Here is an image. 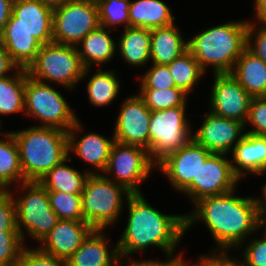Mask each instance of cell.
<instances>
[{"instance_id": "26", "label": "cell", "mask_w": 266, "mask_h": 266, "mask_svg": "<svg viewBox=\"0 0 266 266\" xmlns=\"http://www.w3.org/2000/svg\"><path fill=\"white\" fill-rule=\"evenodd\" d=\"M230 74L252 97H266V63L247 48L236 60Z\"/></svg>"}, {"instance_id": "48", "label": "cell", "mask_w": 266, "mask_h": 266, "mask_svg": "<svg viewBox=\"0 0 266 266\" xmlns=\"http://www.w3.org/2000/svg\"><path fill=\"white\" fill-rule=\"evenodd\" d=\"M130 260V261H129ZM116 266H155V259H123L120 258Z\"/></svg>"}, {"instance_id": "9", "label": "cell", "mask_w": 266, "mask_h": 266, "mask_svg": "<svg viewBox=\"0 0 266 266\" xmlns=\"http://www.w3.org/2000/svg\"><path fill=\"white\" fill-rule=\"evenodd\" d=\"M187 107L151 111L148 152L156 166L192 139L193 127L187 117Z\"/></svg>"}, {"instance_id": "46", "label": "cell", "mask_w": 266, "mask_h": 266, "mask_svg": "<svg viewBox=\"0 0 266 266\" xmlns=\"http://www.w3.org/2000/svg\"><path fill=\"white\" fill-rule=\"evenodd\" d=\"M253 9L255 10L253 13V20L251 21L248 18V21L251 23H255L258 25L266 26V0H254ZM255 18V19H254Z\"/></svg>"}, {"instance_id": "30", "label": "cell", "mask_w": 266, "mask_h": 266, "mask_svg": "<svg viewBox=\"0 0 266 266\" xmlns=\"http://www.w3.org/2000/svg\"><path fill=\"white\" fill-rule=\"evenodd\" d=\"M0 137V190H10L25 182L20 165L19 148L13 133L4 131Z\"/></svg>"}, {"instance_id": "34", "label": "cell", "mask_w": 266, "mask_h": 266, "mask_svg": "<svg viewBox=\"0 0 266 266\" xmlns=\"http://www.w3.org/2000/svg\"><path fill=\"white\" fill-rule=\"evenodd\" d=\"M98 6L100 25L117 31L129 27L130 0H95Z\"/></svg>"}, {"instance_id": "24", "label": "cell", "mask_w": 266, "mask_h": 266, "mask_svg": "<svg viewBox=\"0 0 266 266\" xmlns=\"http://www.w3.org/2000/svg\"><path fill=\"white\" fill-rule=\"evenodd\" d=\"M175 23L151 29L150 63L168 65L188 50V38Z\"/></svg>"}, {"instance_id": "49", "label": "cell", "mask_w": 266, "mask_h": 266, "mask_svg": "<svg viewBox=\"0 0 266 266\" xmlns=\"http://www.w3.org/2000/svg\"><path fill=\"white\" fill-rule=\"evenodd\" d=\"M266 171L262 173V176H265ZM262 191H261V197L258 196L259 198V206H260V210H266V182L264 183V185H262Z\"/></svg>"}, {"instance_id": "39", "label": "cell", "mask_w": 266, "mask_h": 266, "mask_svg": "<svg viewBox=\"0 0 266 266\" xmlns=\"http://www.w3.org/2000/svg\"><path fill=\"white\" fill-rule=\"evenodd\" d=\"M245 132L266 136V97L251 98L249 114L245 123Z\"/></svg>"}, {"instance_id": "3", "label": "cell", "mask_w": 266, "mask_h": 266, "mask_svg": "<svg viewBox=\"0 0 266 266\" xmlns=\"http://www.w3.org/2000/svg\"><path fill=\"white\" fill-rule=\"evenodd\" d=\"M247 29V19L207 27L188 39V50L206 74L210 67L213 74L230 73L246 49Z\"/></svg>"}, {"instance_id": "41", "label": "cell", "mask_w": 266, "mask_h": 266, "mask_svg": "<svg viewBox=\"0 0 266 266\" xmlns=\"http://www.w3.org/2000/svg\"><path fill=\"white\" fill-rule=\"evenodd\" d=\"M2 232H19L16 206L9 190H0V234Z\"/></svg>"}, {"instance_id": "5", "label": "cell", "mask_w": 266, "mask_h": 266, "mask_svg": "<svg viewBox=\"0 0 266 266\" xmlns=\"http://www.w3.org/2000/svg\"><path fill=\"white\" fill-rule=\"evenodd\" d=\"M9 191L15 202L17 229L24 245L27 238L39 244L59 221L47 190L38 181H26Z\"/></svg>"}, {"instance_id": "21", "label": "cell", "mask_w": 266, "mask_h": 266, "mask_svg": "<svg viewBox=\"0 0 266 266\" xmlns=\"http://www.w3.org/2000/svg\"><path fill=\"white\" fill-rule=\"evenodd\" d=\"M229 155L233 172L240 180L249 174L261 176L266 171V136L245 132Z\"/></svg>"}, {"instance_id": "47", "label": "cell", "mask_w": 266, "mask_h": 266, "mask_svg": "<svg viewBox=\"0 0 266 266\" xmlns=\"http://www.w3.org/2000/svg\"><path fill=\"white\" fill-rule=\"evenodd\" d=\"M13 0H0V34L12 14Z\"/></svg>"}, {"instance_id": "31", "label": "cell", "mask_w": 266, "mask_h": 266, "mask_svg": "<svg viewBox=\"0 0 266 266\" xmlns=\"http://www.w3.org/2000/svg\"><path fill=\"white\" fill-rule=\"evenodd\" d=\"M27 70L19 68L14 74L0 78V118L12 114L24 115V91ZM2 124V120L0 119Z\"/></svg>"}, {"instance_id": "19", "label": "cell", "mask_w": 266, "mask_h": 266, "mask_svg": "<svg viewBox=\"0 0 266 266\" xmlns=\"http://www.w3.org/2000/svg\"><path fill=\"white\" fill-rule=\"evenodd\" d=\"M94 228L85 221L59 220L37 245L54 257L68 259Z\"/></svg>"}, {"instance_id": "45", "label": "cell", "mask_w": 266, "mask_h": 266, "mask_svg": "<svg viewBox=\"0 0 266 266\" xmlns=\"http://www.w3.org/2000/svg\"><path fill=\"white\" fill-rule=\"evenodd\" d=\"M184 251L178 255L166 257V260H155V266H196V261H188L184 257Z\"/></svg>"}, {"instance_id": "36", "label": "cell", "mask_w": 266, "mask_h": 266, "mask_svg": "<svg viewBox=\"0 0 266 266\" xmlns=\"http://www.w3.org/2000/svg\"><path fill=\"white\" fill-rule=\"evenodd\" d=\"M260 231L263 232V236L261 233V237H257ZM255 234L256 237L251 235L249 240L247 239L235 251L240 252L247 266H266V231L260 228Z\"/></svg>"}, {"instance_id": "23", "label": "cell", "mask_w": 266, "mask_h": 266, "mask_svg": "<svg viewBox=\"0 0 266 266\" xmlns=\"http://www.w3.org/2000/svg\"><path fill=\"white\" fill-rule=\"evenodd\" d=\"M92 70V71H91ZM93 68L84 69L81 82L86 80V94L88 103L93 107L108 108L109 105L117 101L121 92V81L118 73L113 68L93 71ZM116 100V101H115Z\"/></svg>"}, {"instance_id": "43", "label": "cell", "mask_w": 266, "mask_h": 266, "mask_svg": "<svg viewBox=\"0 0 266 266\" xmlns=\"http://www.w3.org/2000/svg\"><path fill=\"white\" fill-rule=\"evenodd\" d=\"M246 48L266 63V26L248 21Z\"/></svg>"}, {"instance_id": "7", "label": "cell", "mask_w": 266, "mask_h": 266, "mask_svg": "<svg viewBox=\"0 0 266 266\" xmlns=\"http://www.w3.org/2000/svg\"><path fill=\"white\" fill-rule=\"evenodd\" d=\"M84 69L76 46L50 42L41 46L26 70L37 81L72 91L81 82Z\"/></svg>"}, {"instance_id": "22", "label": "cell", "mask_w": 266, "mask_h": 266, "mask_svg": "<svg viewBox=\"0 0 266 266\" xmlns=\"http://www.w3.org/2000/svg\"><path fill=\"white\" fill-rule=\"evenodd\" d=\"M111 33V29L99 25L76 45L85 69L103 68L104 64H109L118 55L117 39Z\"/></svg>"}, {"instance_id": "11", "label": "cell", "mask_w": 266, "mask_h": 266, "mask_svg": "<svg viewBox=\"0 0 266 266\" xmlns=\"http://www.w3.org/2000/svg\"><path fill=\"white\" fill-rule=\"evenodd\" d=\"M100 25L95 0H72L53 9V42L76 46Z\"/></svg>"}, {"instance_id": "35", "label": "cell", "mask_w": 266, "mask_h": 266, "mask_svg": "<svg viewBox=\"0 0 266 266\" xmlns=\"http://www.w3.org/2000/svg\"><path fill=\"white\" fill-rule=\"evenodd\" d=\"M51 208L59 220L84 221L81 193L47 191Z\"/></svg>"}, {"instance_id": "12", "label": "cell", "mask_w": 266, "mask_h": 266, "mask_svg": "<svg viewBox=\"0 0 266 266\" xmlns=\"http://www.w3.org/2000/svg\"><path fill=\"white\" fill-rule=\"evenodd\" d=\"M228 154L212 153L201 164L197 180L181 193L193 205L207 196L221 195L237 188L241 180L234 174Z\"/></svg>"}, {"instance_id": "40", "label": "cell", "mask_w": 266, "mask_h": 266, "mask_svg": "<svg viewBox=\"0 0 266 266\" xmlns=\"http://www.w3.org/2000/svg\"><path fill=\"white\" fill-rule=\"evenodd\" d=\"M19 266H66V260L54 257L36 247L25 245L22 249Z\"/></svg>"}, {"instance_id": "27", "label": "cell", "mask_w": 266, "mask_h": 266, "mask_svg": "<svg viewBox=\"0 0 266 266\" xmlns=\"http://www.w3.org/2000/svg\"><path fill=\"white\" fill-rule=\"evenodd\" d=\"M175 20L163 0H130L129 27L154 29L172 25Z\"/></svg>"}, {"instance_id": "52", "label": "cell", "mask_w": 266, "mask_h": 266, "mask_svg": "<svg viewBox=\"0 0 266 266\" xmlns=\"http://www.w3.org/2000/svg\"><path fill=\"white\" fill-rule=\"evenodd\" d=\"M2 124L0 123V136L2 137V133L4 132L3 128H2ZM2 129V130H1Z\"/></svg>"}, {"instance_id": "44", "label": "cell", "mask_w": 266, "mask_h": 266, "mask_svg": "<svg viewBox=\"0 0 266 266\" xmlns=\"http://www.w3.org/2000/svg\"><path fill=\"white\" fill-rule=\"evenodd\" d=\"M19 68L10 54L0 45V78L14 74Z\"/></svg>"}, {"instance_id": "15", "label": "cell", "mask_w": 266, "mask_h": 266, "mask_svg": "<svg viewBox=\"0 0 266 266\" xmlns=\"http://www.w3.org/2000/svg\"><path fill=\"white\" fill-rule=\"evenodd\" d=\"M212 154L204 146L191 139L177 152L168 155L157 166L156 170L168 179L171 189L182 193L193 180H197V174L202 163Z\"/></svg>"}, {"instance_id": "33", "label": "cell", "mask_w": 266, "mask_h": 266, "mask_svg": "<svg viewBox=\"0 0 266 266\" xmlns=\"http://www.w3.org/2000/svg\"><path fill=\"white\" fill-rule=\"evenodd\" d=\"M138 94L144 99L151 111L165 110L178 106H188V95L179 88L156 89L138 88Z\"/></svg>"}, {"instance_id": "14", "label": "cell", "mask_w": 266, "mask_h": 266, "mask_svg": "<svg viewBox=\"0 0 266 266\" xmlns=\"http://www.w3.org/2000/svg\"><path fill=\"white\" fill-rule=\"evenodd\" d=\"M120 106L113 128L115 141L125 145H137L149 151L151 110L144 99L135 93L124 99Z\"/></svg>"}, {"instance_id": "8", "label": "cell", "mask_w": 266, "mask_h": 266, "mask_svg": "<svg viewBox=\"0 0 266 266\" xmlns=\"http://www.w3.org/2000/svg\"><path fill=\"white\" fill-rule=\"evenodd\" d=\"M54 85L26 77L24 115L39 123L35 126L54 127L68 131L78 120L70 103Z\"/></svg>"}, {"instance_id": "16", "label": "cell", "mask_w": 266, "mask_h": 266, "mask_svg": "<svg viewBox=\"0 0 266 266\" xmlns=\"http://www.w3.org/2000/svg\"><path fill=\"white\" fill-rule=\"evenodd\" d=\"M201 124L192 129V139L212 153L230 154L245 135V125L207 111L201 115Z\"/></svg>"}, {"instance_id": "6", "label": "cell", "mask_w": 266, "mask_h": 266, "mask_svg": "<svg viewBox=\"0 0 266 266\" xmlns=\"http://www.w3.org/2000/svg\"><path fill=\"white\" fill-rule=\"evenodd\" d=\"M132 194L125 186L103 174H90L81 193L84 221L94 229L107 230L117 225Z\"/></svg>"}, {"instance_id": "4", "label": "cell", "mask_w": 266, "mask_h": 266, "mask_svg": "<svg viewBox=\"0 0 266 266\" xmlns=\"http://www.w3.org/2000/svg\"><path fill=\"white\" fill-rule=\"evenodd\" d=\"M11 132L19 148L25 182H39L53 167L69 157L68 134L64 130L34 124Z\"/></svg>"}, {"instance_id": "51", "label": "cell", "mask_w": 266, "mask_h": 266, "mask_svg": "<svg viewBox=\"0 0 266 266\" xmlns=\"http://www.w3.org/2000/svg\"><path fill=\"white\" fill-rule=\"evenodd\" d=\"M261 214V229L266 231V210H260Z\"/></svg>"}, {"instance_id": "25", "label": "cell", "mask_w": 266, "mask_h": 266, "mask_svg": "<svg viewBox=\"0 0 266 266\" xmlns=\"http://www.w3.org/2000/svg\"><path fill=\"white\" fill-rule=\"evenodd\" d=\"M117 53L131 68L143 69L150 62L151 29L123 28L117 37ZM143 67V68H142Z\"/></svg>"}, {"instance_id": "18", "label": "cell", "mask_w": 266, "mask_h": 266, "mask_svg": "<svg viewBox=\"0 0 266 266\" xmlns=\"http://www.w3.org/2000/svg\"><path fill=\"white\" fill-rule=\"evenodd\" d=\"M4 28H24L42 45L53 42V8L40 0H13Z\"/></svg>"}, {"instance_id": "1", "label": "cell", "mask_w": 266, "mask_h": 266, "mask_svg": "<svg viewBox=\"0 0 266 266\" xmlns=\"http://www.w3.org/2000/svg\"><path fill=\"white\" fill-rule=\"evenodd\" d=\"M237 190V191H236ZM238 189L207 196L193 204L185 213L186 234L201 222L213 237V250L235 251L261 228L259 198L238 195ZM237 194V195H236ZM198 222V223H197Z\"/></svg>"}, {"instance_id": "29", "label": "cell", "mask_w": 266, "mask_h": 266, "mask_svg": "<svg viewBox=\"0 0 266 266\" xmlns=\"http://www.w3.org/2000/svg\"><path fill=\"white\" fill-rule=\"evenodd\" d=\"M73 158L69 155L63 162L53 167L40 180V184L47 191H62L64 193H82L87 177L90 175L84 171L74 168L71 163Z\"/></svg>"}, {"instance_id": "37", "label": "cell", "mask_w": 266, "mask_h": 266, "mask_svg": "<svg viewBox=\"0 0 266 266\" xmlns=\"http://www.w3.org/2000/svg\"><path fill=\"white\" fill-rule=\"evenodd\" d=\"M145 72L139 77L138 88L169 89L174 88L175 83L168 65H158L150 63Z\"/></svg>"}, {"instance_id": "38", "label": "cell", "mask_w": 266, "mask_h": 266, "mask_svg": "<svg viewBox=\"0 0 266 266\" xmlns=\"http://www.w3.org/2000/svg\"><path fill=\"white\" fill-rule=\"evenodd\" d=\"M24 243L19 232L0 234V266H19Z\"/></svg>"}, {"instance_id": "20", "label": "cell", "mask_w": 266, "mask_h": 266, "mask_svg": "<svg viewBox=\"0 0 266 266\" xmlns=\"http://www.w3.org/2000/svg\"><path fill=\"white\" fill-rule=\"evenodd\" d=\"M105 229H93L82 245L66 259V266H116L119 259L117 241L111 247Z\"/></svg>"}, {"instance_id": "28", "label": "cell", "mask_w": 266, "mask_h": 266, "mask_svg": "<svg viewBox=\"0 0 266 266\" xmlns=\"http://www.w3.org/2000/svg\"><path fill=\"white\" fill-rule=\"evenodd\" d=\"M0 45L10 54L12 60L23 69L35 60L42 44L24 28H4L0 34Z\"/></svg>"}, {"instance_id": "17", "label": "cell", "mask_w": 266, "mask_h": 266, "mask_svg": "<svg viewBox=\"0 0 266 266\" xmlns=\"http://www.w3.org/2000/svg\"><path fill=\"white\" fill-rule=\"evenodd\" d=\"M80 119L67 131L68 134V153L75 155L83 163L89 164L85 170L89 174H102L107 166L110 150L115 142L114 136H104L101 133L87 132L84 130ZM82 134L81 136L79 134ZM84 134V135H83ZM94 169V170H93Z\"/></svg>"}, {"instance_id": "42", "label": "cell", "mask_w": 266, "mask_h": 266, "mask_svg": "<svg viewBox=\"0 0 266 266\" xmlns=\"http://www.w3.org/2000/svg\"><path fill=\"white\" fill-rule=\"evenodd\" d=\"M230 250H213L208 254H199L196 266H247L242 257H230Z\"/></svg>"}, {"instance_id": "32", "label": "cell", "mask_w": 266, "mask_h": 266, "mask_svg": "<svg viewBox=\"0 0 266 266\" xmlns=\"http://www.w3.org/2000/svg\"><path fill=\"white\" fill-rule=\"evenodd\" d=\"M176 88L181 89L188 96L198 88L201 79L206 73L201 69L199 62L192 53L187 50L181 56L168 64ZM196 87V88H195Z\"/></svg>"}, {"instance_id": "10", "label": "cell", "mask_w": 266, "mask_h": 266, "mask_svg": "<svg viewBox=\"0 0 266 266\" xmlns=\"http://www.w3.org/2000/svg\"><path fill=\"white\" fill-rule=\"evenodd\" d=\"M156 165L151 161L147 149L137 145L114 142L105 171L106 178L125 186L130 192L143 193L142 184Z\"/></svg>"}, {"instance_id": "50", "label": "cell", "mask_w": 266, "mask_h": 266, "mask_svg": "<svg viewBox=\"0 0 266 266\" xmlns=\"http://www.w3.org/2000/svg\"><path fill=\"white\" fill-rule=\"evenodd\" d=\"M43 4L51 7V8H56L61 5H64L65 3L72 1V0H40Z\"/></svg>"}, {"instance_id": "13", "label": "cell", "mask_w": 266, "mask_h": 266, "mask_svg": "<svg viewBox=\"0 0 266 266\" xmlns=\"http://www.w3.org/2000/svg\"><path fill=\"white\" fill-rule=\"evenodd\" d=\"M212 78L208 110L245 125L252 96L230 73L213 74Z\"/></svg>"}, {"instance_id": "2", "label": "cell", "mask_w": 266, "mask_h": 266, "mask_svg": "<svg viewBox=\"0 0 266 266\" xmlns=\"http://www.w3.org/2000/svg\"><path fill=\"white\" fill-rule=\"evenodd\" d=\"M126 206V224L117 239L120 258L133 259L153 247L162 250L165 258L182 253L177 248L186 234L185 213H163L147 201L144 193L132 194Z\"/></svg>"}]
</instances>
